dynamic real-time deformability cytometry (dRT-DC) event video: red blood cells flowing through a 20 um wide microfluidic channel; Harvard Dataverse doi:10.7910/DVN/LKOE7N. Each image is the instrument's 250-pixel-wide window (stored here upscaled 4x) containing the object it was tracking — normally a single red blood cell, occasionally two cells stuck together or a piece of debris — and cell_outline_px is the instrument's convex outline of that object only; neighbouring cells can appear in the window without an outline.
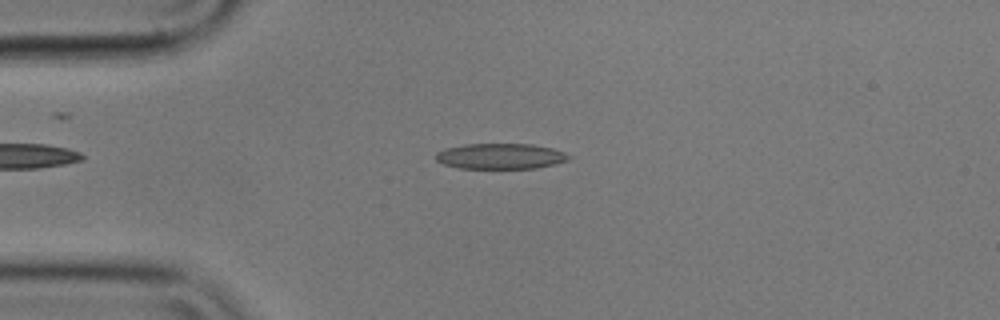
{"species": "common noctule bat (a hibernating species)", "species_latin": "Nyctalus noctula", "temperature_condition": "cold", "stored_images_in_passage": 54, "camera_frame_rate_fps": 3000, "um_per_image_px": 0.085, "animal": {"sex": "male", "body_mass_g": 17.9}, "frame": {"image": 1, "passage_image": 12, "time_ms": 3.667, "image_size_px": [1000, 320], "cell_outline_px": [[572, 156], [568, 160], [536, 168], [460, 168], [444, 164], [436, 160], [436, 152], [444, 148], [464, 144], [532, 144], [552, 148], [564, 152]], "centroid_in_image_um": [42.53, 13.27], "position_along_channel_um": 42.5, "area_um2": 19.77}}
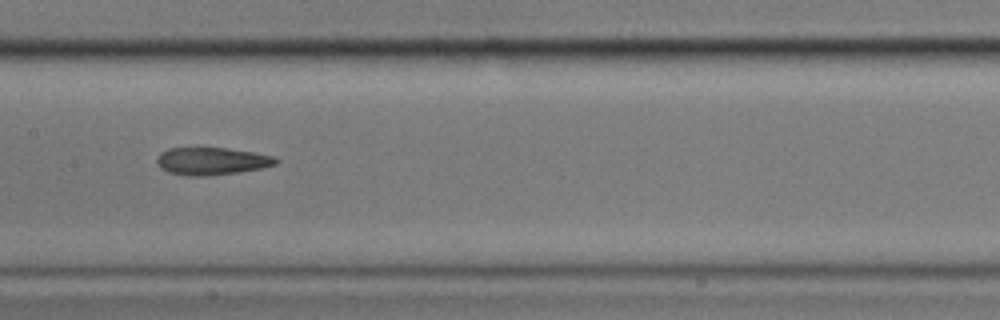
{"frame": {"image": 2, "passage_image": 26, "time_ms": 8.333, "image_size_px": [1000, 320], "cell_outline_px": [[280, 160], [276, 164], [260, 168], [236, 172], [204, 176], [188, 176], [168, 172], [160, 168], [156, 160], [160, 152], [168, 148], [228, 148], [256, 152], [272, 156]], "centroid_in_image_um": [17.98, 13.69], "position_along_channel_um": 189.4, "area_um2": 19.02}}
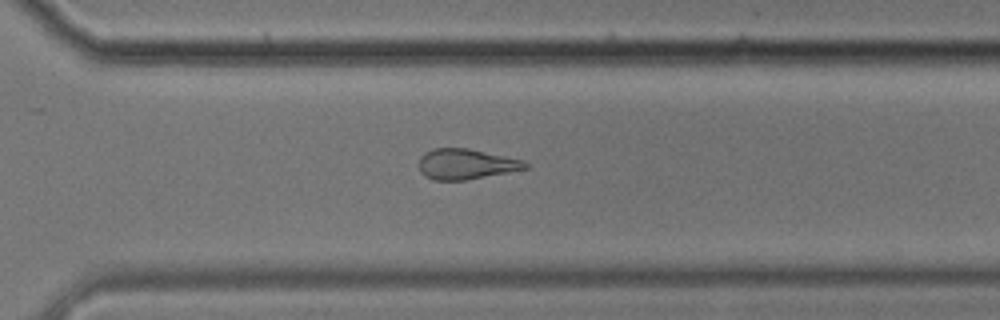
{"frame": {"image": 3, "passage_image": 38, "time_ms": 12.333, "image_size_px": [1000, 320], "cell_outline_px": [[532, 168], [464, 180], [436, 180], [424, 176], [420, 172], [420, 156], [424, 152], [432, 148], [468, 148], [524, 160]], "centroid_in_image_um": [39.63, 13.94], "position_along_channel_um": 331.0, "area_um2": 18.96}, "authors_computed_cell_mechanics": {"area_um2": 19.4786, "velocity_mm_per_s": 3.546, "shape_relaxation_time_tau1_ms": null, "shape_relaxation_time_tau2_ms": 2.4409, "deformation_change_tau1": null, "deformation_change_tau2": 0.1193}}